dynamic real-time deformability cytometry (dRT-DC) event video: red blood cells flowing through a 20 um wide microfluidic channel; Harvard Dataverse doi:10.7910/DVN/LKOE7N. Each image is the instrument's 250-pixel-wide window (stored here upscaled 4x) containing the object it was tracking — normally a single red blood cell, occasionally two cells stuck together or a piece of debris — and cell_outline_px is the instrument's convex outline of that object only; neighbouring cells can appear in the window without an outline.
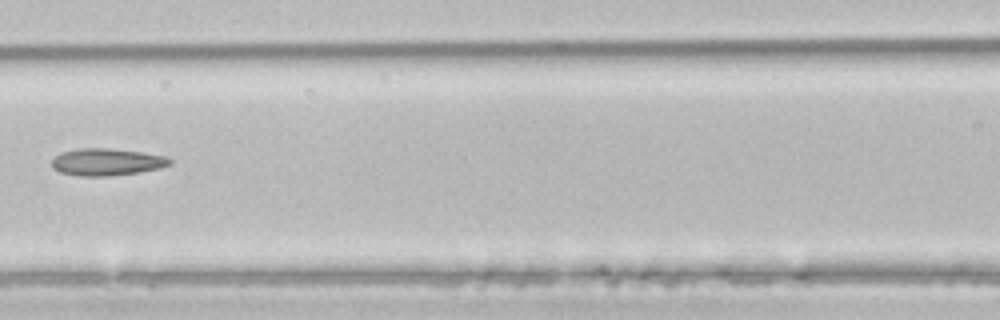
{"species": "common noctule bat (a hibernating species)", "species_latin": "Nyctalus noctula", "temperature_condition": "room temperature", "stored_images_in_passage": 4, "camera_frame_rate_fps": 3000, "um_per_image_px": 0.085, "animal": {"sex": "male", "body_mass_g": 21.5, "forearm_length_mm": 52.0}, "frame": {"image": 1, "passage_image": 3, "time_ms": 0.667, "image_size_px": [1000, 320], "cell_outline_px": [[172, 164], [160, 168], [136, 172], [108, 176], [80, 176], [60, 172], [52, 168], [52, 160], [60, 152], [76, 148], [108, 148], [144, 152], [164, 156], [172, 160]], "centroid_in_image_um": [9.05, 13.76], "position_along_channel_um": 157.5, "area_um2": 18.67}}
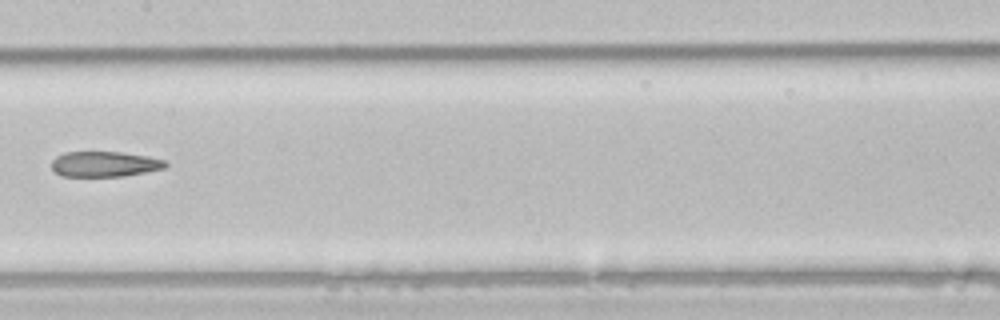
{"frame": {"image": 2, "passage_image": 4, "time_ms": 1.0, "image_size_px": [1000, 320], "cell_outline_px": [[168, 164], [164, 168], [124, 176], [60, 176], [52, 168], [52, 160], [56, 156], [64, 152], [120, 152], [148, 156], [164, 160]], "centroid_in_image_um": [8.87, 13.94], "position_along_channel_um": 198.5, "area_um2": 16.76}}